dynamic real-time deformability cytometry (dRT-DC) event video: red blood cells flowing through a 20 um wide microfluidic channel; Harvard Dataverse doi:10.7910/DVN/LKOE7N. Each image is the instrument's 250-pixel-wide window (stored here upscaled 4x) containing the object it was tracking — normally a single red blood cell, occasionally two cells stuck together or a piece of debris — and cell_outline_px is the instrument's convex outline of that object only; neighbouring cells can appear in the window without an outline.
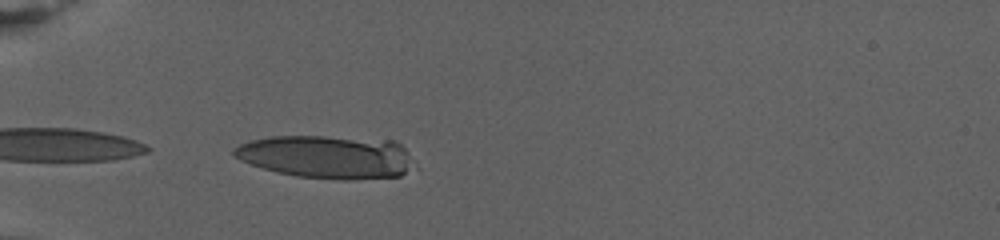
{"species": "human", "species_latin": "Homo sapiens", "temperature_condition": "warm", "stored_images_in_passage": 7, "camera_frame_rate_fps": 3000, "um_per_image_px": 0.085, "donor": {"sex": "female"}, "frame": {"image": 1, "passage_image": 1, "time_ms": 0.0, "image_size_px": [1000, 240], "cell_outline_px": [[412, 168], [400, 176], [352, 180], [344, 180], [296, 176], [276, 172], [240, 160], [232, 156], [232, 148], [240, 144], [252, 140], [272, 136], [324, 136], [396, 140], [408, 152]], "centroid_in_image_um": [27.77, 13.32], "position_along_channel_um": 57.2, "area_um2": 45.37}}